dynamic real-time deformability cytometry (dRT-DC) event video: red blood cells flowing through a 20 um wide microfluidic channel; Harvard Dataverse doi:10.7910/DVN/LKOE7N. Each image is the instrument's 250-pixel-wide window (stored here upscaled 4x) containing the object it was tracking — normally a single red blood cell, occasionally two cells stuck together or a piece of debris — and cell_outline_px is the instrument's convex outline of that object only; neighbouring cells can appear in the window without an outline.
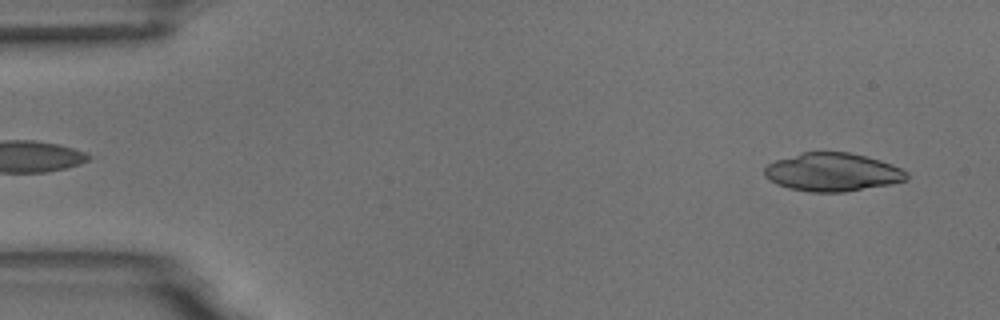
{"species": "common noctule bat (a hibernating species)", "species_latin": "Nyctalus noctula", "temperature_condition": "room temperature", "stored_images_in_passage": 6, "segment_of_instrument_passage": [2, 2], "camera_frame_rate_fps": 3000, "um_per_image_px": 0.085, "animal": {"sex": "male", "body_mass_g": 18.8}, "frame": {"image": 1, "passage_image": 6, "time_ms": 5.667, "image_size_px": [1000, 320], "cell_outline_px": [[908, 180], [892, 184], [844, 192], [812, 192], [788, 188], [776, 184], [768, 180], [764, 176], [764, 168], [768, 164], [776, 160], [800, 152], [848, 152], [880, 160], [892, 164], [908, 172]], "centroid_in_image_um": [70.75, 14.64], "position_along_channel_um": 14.2, "area_um2": 31.91}}